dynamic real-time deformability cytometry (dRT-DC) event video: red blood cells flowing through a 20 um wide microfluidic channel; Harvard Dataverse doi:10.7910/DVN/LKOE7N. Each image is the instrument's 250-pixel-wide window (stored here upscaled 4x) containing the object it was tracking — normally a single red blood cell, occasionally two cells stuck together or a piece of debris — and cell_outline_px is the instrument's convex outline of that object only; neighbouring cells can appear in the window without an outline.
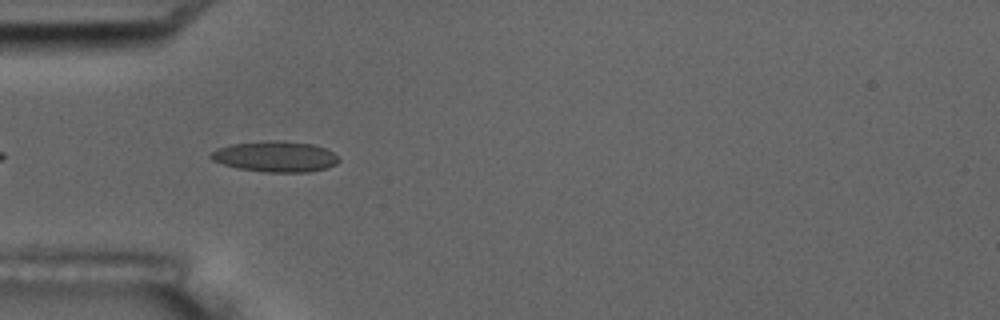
{"species": "common noctule bat (a hibernating species)", "species_latin": "Nyctalus noctula", "temperature_condition": "room temperature", "stored_images_in_passage": 7, "camera_frame_rate_fps": 3000, "um_per_image_px": 0.085, "animal": {"sex": "male", "body_mass_g": 17.5, "forearm_length_mm": 52.3}, "frame": {"image": 1, "passage_image": 5, "time_ms": 4.333, "image_size_px": [1000, 320], "cell_outline_px": [[340, 160], [336, 164], [328, 168], [308, 172], [264, 172], [236, 168], [212, 160], [208, 156], [216, 148], [232, 144], [272, 140], [276, 140], [312, 144], [324, 148], [332, 152]], "centroid_in_image_um": [23.39, 13.31], "position_along_channel_um": 61.6, "area_um2": 22.89}}